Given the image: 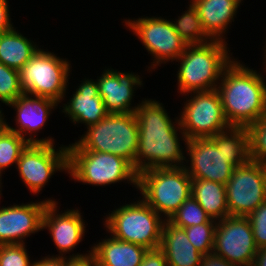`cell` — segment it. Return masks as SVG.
<instances>
[{"label": "cell", "mask_w": 266, "mask_h": 266, "mask_svg": "<svg viewBox=\"0 0 266 266\" xmlns=\"http://www.w3.org/2000/svg\"><path fill=\"white\" fill-rule=\"evenodd\" d=\"M26 244L0 245V266H34Z\"/></svg>", "instance_id": "cell-31"}, {"label": "cell", "mask_w": 266, "mask_h": 266, "mask_svg": "<svg viewBox=\"0 0 266 266\" xmlns=\"http://www.w3.org/2000/svg\"><path fill=\"white\" fill-rule=\"evenodd\" d=\"M247 129L251 160L266 164V113Z\"/></svg>", "instance_id": "cell-30"}, {"label": "cell", "mask_w": 266, "mask_h": 266, "mask_svg": "<svg viewBox=\"0 0 266 266\" xmlns=\"http://www.w3.org/2000/svg\"><path fill=\"white\" fill-rule=\"evenodd\" d=\"M57 204V202L47 204L42 218V229L49 230L58 249L59 255L52 256L65 257L84 239V234L87 232L86 224L78 208L67 209L60 213Z\"/></svg>", "instance_id": "cell-17"}, {"label": "cell", "mask_w": 266, "mask_h": 266, "mask_svg": "<svg viewBox=\"0 0 266 266\" xmlns=\"http://www.w3.org/2000/svg\"><path fill=\"white\" fill-rule=\"evenodd\" d=\"M265 42H266V41H265ZM264 52H265V53H264V58H263V59H264L263 65H264V67H265V68H264L265 70H264L263 72L265 73V72H266V45H265V47H264Z\"/></svg>", "instance_id": "cell-40"}, {"label": "cell", "mask_w": 266, "mask_h": 266, "mask_svg": "<svg viewBox=\"0 0 266 266\" xmlns=\"http://www.w3.org/2000/svg\"><path fill=\"white\" fill-rule=\"evenodd\" d=\"M91 248L97 266H139L148 250L138 244L117 240L111 235Z\"/></svg>", "instance_id": "cell-22"}, {"label": "cell", "mask_w": 266, "mask_h": 266, "mask_svg": "<svg viewBox=\"0 0 266 266\" xmlns=\"http://www.w3.org/2000/svg\"><path fill=\"white\" fill-rule=\"evenodd\" d=\"M184 146L190 159L186 157L184 168L192 179L225 185L235 167L251 160L247 127L231 126L210 138L190 139Z\"/></svg>", "instance_id": "cell-2"}, {"label": "cell", "mask_w": 266, "mask_h": 266, "mask_svg": "<svg viewBox=\"0 0 266 266\" xmlns=\"http://www.w3.org/2000/svg\"><path fill=\"white\" fill-rule=\"evenodd\" d=\"M8 0H0V34L14 28Z\"/></svg>", "instance_id": "cell-35"}, {"label": "cell", "mask_w": 266, "mask_h": 266, "mask_svg": "<svg viewBox=\"0 0 266 266\" xmlns=\"http://www.w3.org/2000/svg\"><path fill=\"white\" fill-rule=\"evenodd\" d=\"M97 77L99 95L108 113H135L139 104L132 105L135 91L143 86L142 77L136 73L104 69Z\"/></svg>", "instance_id": "cell-18"}, {"label": "cell", "mask_w": 266, "mask_h": 266, "mask_svg": "<svg viewBox=\"0 0 266 266\" xmlns=\"http://www.w3.org/2000/svg\"><path fill=\"white\" fill-rule=\"evenodd\" d=\"M139 266H167L166 256L160 248L148 249Z\"/></svg>", "instance_id": "cell-34"}, {"label": "cell", "mask_w": 266, "mask_h": 266, "mask_svg": "<svg viewBox=\"0 0 266 266\" xmlns=\"http://www.w3.org/2000/svg\"><path fill=\"white\" fill-rule=\"evenodd\" d=\"M133 19V20H132ZM124 20V25L141 41L154 59L147 72L163 63L176 61L185 51L186 43L174 30L172 22L161 16Z\"/></svg>", "instance_id": "cell-11"}, {"label": "cell", "mask_w": 266, "mask_h": 266, "mask_svg": "<svg viewBox=\"0 0 266 266\" xmlns=\"http://www.w3.org/2000/svg\"><path fill=\"white\" fill-rule=\"evenodd\" d=\"M29 144L19 134L8 130L7 128L0 133V178L3 171L15 164L20 158L22 151Z\"/></svg>", "instance_id": "cell-26"}, {"label": "cell", "mask_w": 266, "mask_h": 266, "mask_svg": "<svg viewBox=\"0 0 266 266\" xmlns=\"http://www.w3.org/2000/svg\"><path fill=\"white\" fill-rule=\"evenodd\" d=\"M81 82L67 104H63L61 111L66 115L65 117H69L74 125L84 123L85 128H87L98 123L108 112L99 95L97 81L85 78Z\"/></svg>", "instance_id": "cell-19"}, {"label": "cell", "mask_w": 266, "mask_h": 266, "mask_svg": "<svg viewBox=\"0 0 266 266\" xmlns=\"http://www.w3.org/2000/svg\"><path fill=\"white\" fill-rule=\"evenodd\" d=\"M139 142L135 113H108L98 123L87 127L85 134L67 150H91L115 154L133 167Z\"/></svg>", "instance_id": "cell-5"}, {"label": "cell", "mask_w": 266, "mask_h": 266, "mask_svg": "<svg viewBox=\"0 0 266 266\" xmlns=\"http://www.w3.org/2000/svg\"><path fill=\"white\" fill-rule=\"evenodd\" d=\"M109 212L104 218L108 233L117 240L141 245L147 249L160 247L165 219L142 197Z\"/></svg>", "instance_id": "cell-6"}, {"label": "cell", "mask_w": 266, "mask_h": 266, "mask_svg": "<svg viewBox=\"0 0 266 266\" xmlns=\"http://www.w3.org/2000/svg\"><path fill=\"white\" fill-rule=\"evenodd\" d=\"M225 186L229 216L247 217L266 201V164L250 160L235 167Z\"/></svg>", "instance_id": "cell-12"}, {"label": "cell", "mask_w": 266, "mask_h": 266, "mask_svg": "<svg viewBox=\"0 0 266 266\" xmlns=\"http://www.w3.org/2000/svg\"><path fill=\"white\" fill-rule=\"evenodd\" d=\"M200 266H236L214 253L203 255Z\"/></svg>", "instance_id": "cell-36"}, {"label": "cell", "mask_w": 266, "mask_h": 266, "mask_svg": "<svg viewBox=\"0 0 266 266\" xmlns=\"http://www.w3.org/2000/svg\"><path fill=\"white\" fill-rule=\"evenodd\" d=\"M58 105L59 103L52 99L32 96L24 93L7 105L15 109L16 117H14V120L17 125V128H14L7 122V129L19 134L26 141L32 144H55L52 137L48 136L46 138L42 137L39 139L36 137V134H38L37 132H40L42 128L44 129L49 116L52 114V109H57Z\"/></svg>", "instance_id": "cell-16"}, {"label": "cell", "mask_w": 266, "mask_h": 266, "mask_svg": "<svg viewBox=\"0 0 266 266\" xmlns=\"http://www.w3.org/2000/svg\"><path fill=\"white\" fill-rule=\"evenodd\" d=\"M227 45V42L212 40L186 46L175 61L180 62L176 78L181 96L217 89L225 68L234 60Z\"/></svg>", "instance_id": "cell-4"}, {"label": "cell", "mask_w": 266, "mask_h": 266, "mask_svg": "<svg viewBox=\"0 0 266 266\" xmlns=\"http://www.w3.org/2000/svg\"><path fill=\"white\" fill-rule=\"evenodd\" d=\"M29 143L17 162V171L29 192L39 194L56 172L67 173V146Z\"/></svg>", "instance_id": "cell-13"}, {"label": "cell", "mask_w": 266, "mask_h": 266, "mask_svg": "<svg viewBox=\"0 0 266 266\" xmlns=\"http://www.w3.org/2000/svg\"><path fill=\"white\" fill-rule=\"evenodd\" d=\"M2 179L0 178V196L2 197ZM1 197H0V200H1Z\"/></svg>", "instance_id": "cell-41"}, {"label": "cell", "mask_w": 266, "mask_h": 266, "mask_svg": "<svg viewBox=\"0 0 266 266\" xmlns=\"http://www.w3.org/2000/svg\"><path fill=\"white\" fill-rule=\"evenodd\" d=\"M189 7L181 16L172 21L174 30L186 43V45H199L212 41L213 39L206 33L199 18L198 10L190 1Z\"/></svg>", "instance_id": "cell-25"}, {"label": "cell", "mask_w": 266, "mask_h": 266, "mask_svg": "<svg viewBox=\"0 0 266 266\" xmlns=\"http://www.w3.org/2000/svg\"><path fill=\"white\" fill-rule=\"evenodd\" d=\"M252 266H266V247L258 248Z\"/></svg>", "instance_id": "cell-38"}, {"label": "cell", "mask_w": 266, "mask_h": 266, "mask_svg": "<svg viewBox=\"0 0 266 266\" xmlns=\"http://www.w3.org/2000/svg\"><path fill=\"white\" fill-rule=\"evenodd\" d=\"M19 71L0 62V101L5 105L23 95Z\"/></svg>", "instance_id": "cell-29"}, {"label": "cell", "mask_w": 266, "mask_h": 266, "mask_svg": "<svg viewBox=\"0 0 266 266\" xmlns=\"http://www.w3.org/2000/svg\"><path fill=\"white\" fill-rule=\"evenodd\" d=\"M193 196L211 219L219 221L229 216L226 186L204 179L191 180Z\"/></svg>", "instance_id": "cell-23"}, {"label": "cell", "mask_w": 266, "mask_h": 266, "mask_svg": "<svg viewBox=\"0 0 266 266\" xmlns=\"http://www.w3.org/2000/svg\"><path fill=\"white\" fill-rule=\"evenodd\" d=\"M168 221L181 228L203 223H217L216 220L210 218L193 196H190L179 209L170 216Z\"/></svg>", "instance_id": "cell-27"}, {"label": "cell", "mask_w": 266, "mask_h": 266, "mask_svg": "<svg viewBox=\"0 0 266 266\" xmlns=\"http://www.w3.org/2000/svg\"><path fill=\"white\" fill-rule=\"evenodd\" d=\"M198 10L206 33L213 40L226 42L224 38L243 0H190Z\"/></svg>", "instance_id": "cell-20"}, {"label": "cell", "mask_w": 266, "mask_h": 266, "mask_svg": "<svg viewBox=\"0 0 266 266\" xmlns=\"http://www.w3.org/2000/svg\"><path fill=\"white\" fill-rule=\"evenodd\" d=\"M3 115H4V113L0 109V133L7 128V122L5 119V115L4 116Z\"/></svg>", "instance_id": "cell-39"}, {"label": "cell", "mask_w": 266, "mask_h": 266, "mask_svg": "<svg viewBox=\"0 0 266 266\" xmlns=\"http://www.w3.org/2000/svg\"><path fill=\"white\" fill-rule=\"evenodd\" d=\"M166 256L167 266H200L201 254L188 240L184 228L171 224L168 220L162 228L159 247Z\"/></svg>", "instance_id": "cell-21"}, {"label": "cell", "mask_w": 266, "mask_h": 266, "mask_svg": "<svg viewBox=\"0 0 266 266\" xmlns=\"http://www.w3.org/2000/svg\"><path fill=\"white\" fill-rule=\"evenodd\" d=\"M258 251L247 217L228 216L217 221L213 253L236 266H252Z\"/></svg>", "instance_id": "cell-14"}, {"label": "cell", "mask_w": 266, "mask_h": 266, "mask_svg": "<svg viewBox=\"0 0 266 266\" xmlns=\"http://www.w3.org/2000/svg\"><path fill=\"white\" fill-rule=\"evenodd\" d=\"M69 60L41 48L19 70L20 84L25 94L45 97L61 103L68 90Z\"/></svg>", "instance_id": "cell-9"}, {"label": "cell", "mask_w": 266, "mask_h": 266, "mask_svg": "<svg viewBox=\"0 0 266 266\" xmlns=\"http://www.w3.org/2000/svg\"><path fill=\"white\" fill-rule=\"evenodd\" d=\"M34 266H66V257L47 255L38 261L36 260Z\"/></svg>", "instance_id": "cell-37"}, {"label": "cell", "mask_w": 266, "mask_h": 266, "mask_svg": "<svg viewBox=\"0 0 266 266\" xmlns=\"http://www.w3.org/2000/svg\"><path fill=\"white\" fill-rule=\"evenodd\" d=\"M247 218L252 227L256 246L258 248L266 247V201L250 213Z\"/></svg>", "instance_id": "cell-32"}, {"label": "cell", "mask_w": 266, "mask_h": 266, "mask_svg": "<svg viewBox=\"0 0 266 266\" xmlns=\"http://www.w3.org/2000/svg\"><path fill=\"white\" fill-rule=\"evenodd\" d=\"M191 180L184 166L156 167L138 174L142 199L165 220L191 196Z\"/></svg>", "instance_id": "cell-7"}, {"label": "cell", "mask_w": 266, "mask_h": 266, "mask_svg": "<svg viewBox=\"0 0 266 266\" xmlns=\"http://www.w3.org/2000/svg\"><path fill=\"white\" fill-rule=\"evenodd\" d=\"M13 28L0 34V62L20 70L38 51V44Z\"/></svg>", "instance_id": "cell-24"}, {"label": "cell", "mask_w": 266, "mask_h": 266, "mask_svg": "<svg viewBox=\"0 0 266 266\" xmlns=\"http://www.w3.org/2000/svg\"><path fill=\"white\" fill-rule=\"evenodd\" d=\"M264 78L236 58L225 68L217 90L230 126L248 127L266 113Z\"/></svg>", "instance_id": "cell-3"}, {"label": "cell", "mask_w": 266, "mask_h": 266, "mask_svg": "<svg viewBox=\"0 0 266 266\" xmlns=\"http://www.w3.org/2000/svg\"><path fill=\"white\" fill-rule=\"evenodd\" d=\"M86 252L88 253L80 254L78 252L66 256V266H97L94 254L92 253V248Z\"/></svg>", "instance_id": "cell-33"}, {"label": "cell", "mask_w": 266, "mask_h": 266, "mask_svg": "<svg viewBox=\"0 0 266 266\" xmlns=\"http://www.w3.org/2000/svg\"><path fill=\"white\" fill-rule=\"evenodd\" d=\"M217 223H203L184 228L188 240L203 255L213 253Z\"/></svg>", "instance_id": "cell-28"}, {"label": "cell", "mask_w": 266, "mask_h": 266, "mask_svg": "<svg viewBox=\"0 0 266 266\" xmlns=\"http://www.w3.org/2000/svg\"><path fill=\"white\" fill-rule=\"evenodd\" d=\"M49 202L58 201L48 198L0 207V245L25 244L28 236L41 231L44 210Z\"/></svg>", "instance_id": "cell-15"}, {"label": "cell", "mask_w": 266, "mask_h": 266, "mask_svg": "<svg viewBox=\"0 0 266 266\" xmlns=\"http://www.w3.org/2000/svg\"><path fill=\"white\" fill-rule=\"evenodd\" d=\"M164 107L156 99L145 98L135 111L139 132L134 161L137 174L151 168L182 167L185 164L186 151L182 150L180 139L185 144L188 139L181 129L179 116L173 121Z\"/></svg>", "instance_id": "cell-1"}, {"label": "cell", "mask_w": 266, "mask_h": 266, "mask_svg": "<svg viewBox=\"0 0 266 266\" xmlns=\"http://www.w3.org/2000/svg\"><path fill=\"white\" fill-rule=\"evenodd\" d=\"M179 115L181 129L187 139L210 138L230 128L217 89L191 92ZM188 99V100H187Z\"/></svg>", "instance_id": "cell-10"}, {"label": "cell", "mask_w": 266, "mask_h": 266, "mask_svg": "<svg viewBox=\"0 0 266 266\" xmlns=\"http://www.w3.org/2000/svg\"><path fill=\"white\" fill-rule=\"evenodd\" d=\"M67 174L75 182L106 186L129 182L137 189L138 174L124 158L91 150H67Z\"/></svg>", "instance_id": "cell-8"}]
</instances>
